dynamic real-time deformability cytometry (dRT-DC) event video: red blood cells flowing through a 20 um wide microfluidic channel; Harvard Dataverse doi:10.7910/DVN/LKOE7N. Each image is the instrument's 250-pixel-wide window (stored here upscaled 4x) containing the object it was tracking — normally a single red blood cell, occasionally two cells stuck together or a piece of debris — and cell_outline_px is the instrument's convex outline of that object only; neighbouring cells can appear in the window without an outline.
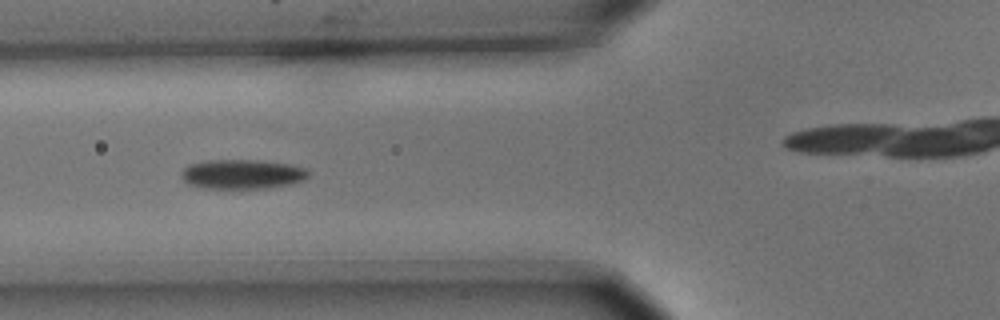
{"species": "common noctule bat (a hibernating species)", "species_latin": "Nyctalus noctula", "temperature_condition": "cold", "stored_images_in_passage": 6, "camera_frame_rate_fps": 3000, "um_per_image_px": 0.085, "animal": {"sex": "male", "body_mass_g": 15.6}, "frame": {"image": 1, "passage_image": 3, "time_ms": 0.667, "image_size_px": [1000, 320], "cell_outline_px": [[308, 176], [304, 180], [292, 184], [272, 188], [204, 188], [188, 184], [180, 176], [180, 172], [188, 164], [208, 160], [256, 160], [292, 164], [308, 168]], "centroid_in_image_um": [20.61, 14.8], "position_along_channel_um": 105.2, "area_um2": 22.14}}
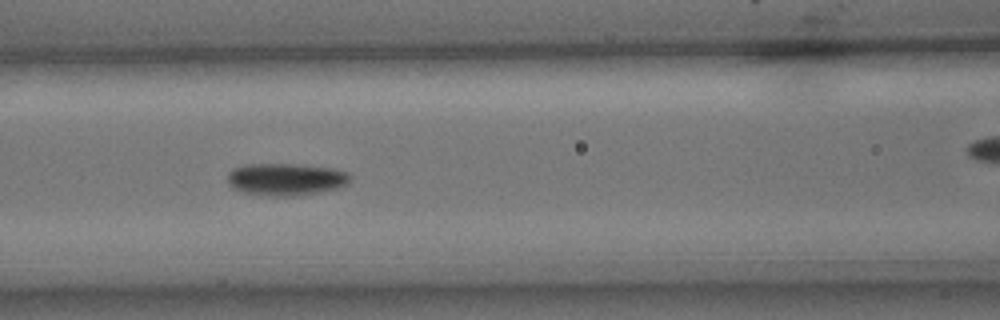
{"frame": {"image": 2, "passage_image": 4, "time_ms": 1.0, "image_size_px": [1000, 320], "cell_outline_px": [[352, 176], [348, 184], [324, 192], [292, 196], [272, 196], [244, 192], [232, 188], [228, 184], [228, 172], [232, 168], [244, 164], [296, 164], [332, 168], [348, 172]], "centroid_in_image_um": [24.31, 15.23], "position_along_channel_um": 142.3, "area_um2": 23.29}}